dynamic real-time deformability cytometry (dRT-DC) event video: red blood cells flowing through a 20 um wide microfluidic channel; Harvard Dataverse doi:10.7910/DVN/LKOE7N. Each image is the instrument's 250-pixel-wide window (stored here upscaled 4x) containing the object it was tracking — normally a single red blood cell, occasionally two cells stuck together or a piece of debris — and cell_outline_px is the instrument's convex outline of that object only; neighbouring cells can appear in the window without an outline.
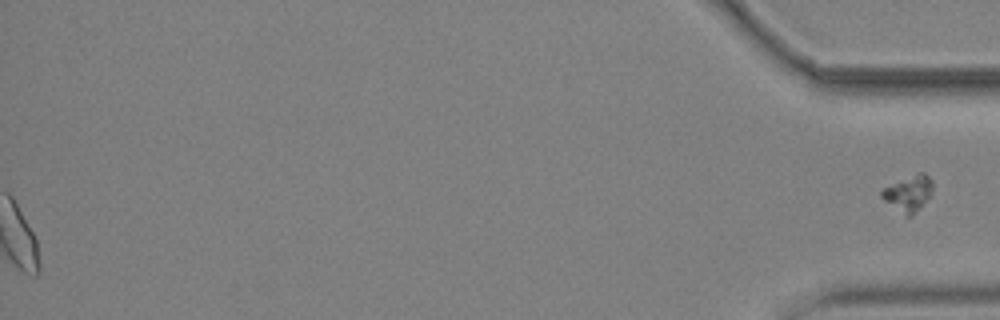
{"species": "common noctule bat (a hibernating species)", "species_latin": "Nyctalus noctula", "temperature_condition": "cold", "stored_images_in_passage": 57, "segment_of_instrument_passage": [2, 2], "camera_frame_rate_fps": 3000, "um_per_image_px": 0.085, "animal": {"sex": "male", "body_mass_g": 19.2, "forearm_length_mm": 51.8}, "frame": {"image": 1, "passage_image": 57, "time_ms": 18.667, "image_size_px": [1000, 320], "cell_outline_px": [[932, 192], [912, 216], [908, 216], [884, 200], [880, 196], [880, 192], [884, 188], [916, 172], [924, 172], [932, 180]], "centroid_in_image_um": [77.23, 16.39], "position_along_channel_um": 358.0, "area_um2": 10.29}}